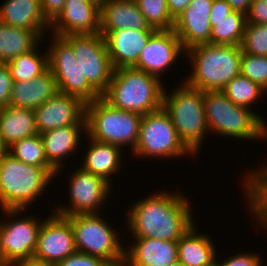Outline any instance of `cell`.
<instances>
[{"label": "cell", "instance_id": "6da1fadb", "mask_svg": "<svg viewBox=\"0 0 267 266\" xmlns=\"http://www.w3.org/2000/svg\"><path fill=\"white\" fill-rule=\"evenodd\" d=\"M183 196L159 193L134 204L129 226L135 238L178 241L194 224Z\"/></svg>", "mask_w": 267, "mask_h": 266}, {"label": "cell", "instance_id": "7a4b0ae2", "mask_svg": "<svg viewBox=\"0 0 267 266\" xmlns=\"http://www.w3.org/2000/svg\"><path fill=\"white\" fill-rule=\"evenodd\" d=\"M164 89L159 77L133 67L113 70L102 97L113 107L145 115L162 108Z\"/></svg>", "mask_w": 267, "mask_h": 266}, {"label": "cell", "instance_id": "3957f363", "mask_svg": "<svg viewBox=\"0 0 267 266\" xmlns=\"http://www.w3.org/2000/svg\"><path fill=\"white\" fill-rule=\"evenodd\" d=\"M52 176L42 167L27 165L7 150L0 154V204L14 215L31 204L45 189ZM31 202V203H30Z\"/></svg>", "mask_w": 267, "mask_h": 266}, {"label": "cell", "instance_id": "277c9868", "mask_svg": "<svg viewBox=\"0 0 267 266\" xmlns=\"http://www.w3.org/2000/svg\"><path fill=\"white\" fill-rule=\"evenodd\" d=\"M194 71L186 84L205 91H221L240 74L242 48L235 45L201 44L188 49Z\"/></svg>", "mask_w": 267, "mask_h": 266}, {"label": "cell", "instance_id": "5b68a950", "mask_svg": "<svg viewBox=\"0 0 267 266\" xmlns=\"http://www.w3.org/2000/svg\"><path fill=\"white\" fill-rule=\"evenodd\" d=\"M141 118L138 113L113 107L102 96L85 105L86 131L90 138L119 147L131 144L134 150Z\"/></svg>", "mask_w": 267, "mask_h": 266}, {"label": "cell", "instance_id": "8992f818", "mask_svg": "<svg viewBox=\"0 0 267 266\" xmlns=\"http://www.w3.org/2000/svg\"><path fill=\"white\" fill-rule=\"evenodd\" d=\"M208 129L242 139L266 137L264 120L249 108L234 104L221 91L203 92Z\"/></svg>", "mask_w": 267, "mask_h": 266}, {"label": "cell", "instance_id": "52a82bcc", "mask_svg": "<svg viewBox=\"0 0 267 266\" xmlns=\"http://www.w3.org/2000/svg\"><path fill=\"white\" fill-rule=\"evenodd\" d=\"M166 94L164 90L163 109L169 114L180 140L193 154H197L204 132L209 131L203 92L184 83L169 97Z\"/></svg>", "mask_w": 267, "mask_h": 266}, {"label": "cell", "instance_id": "ba28073f", "mask_svg": "<svg viewBox=\"0 0 267 266\" xmlns=\"http://www.w3.org/2000/svg\"><path fill=\"white\" fill-rule=\"evenodd\" d=\"M74 234L77 252L100 257L111 266H124L125 250L114 230L100 219L98 213L66 216Z\"/></svg>", "mask_w": 267, "mask_h": 266}, {"label": "cell", "instance_id": "9c48e42d", "mask_svg": "<svg viewBox=\"0 0 267 266\" xmlns=\"http://www.w3.org/2000/svg\"><path fill=\"white\" fill-rule=\"evenodd\" d=\"M71 47L82 74L102 96L108 89L113 67L104 37L100 33L69 34L62 37Z\"/></svg>", "mask_w": 267, "mask_h": 266}, {"label": "cell", "instance_id": "30bf717a", "mask_svg": "<svg viewBox=\"0 0 267 266\" xmlns=\"http://www.w3.org/2000/svg\"><path fill=\"white\" fill-rule=\"evenodd\" d=\"M144 156H181L192 152L180 140L169 114L162 108L142 115L137 144L133 150Z\"/></svg>", "mask_w": 267, "mask_h": 266}, {"label": "cell", "instance_id": "8fae6325", "mask_svg": "<svg viewBox=\"0 0 267 266\" xmlns=\"http://www.w3.org/2000/svg\"><path fill=\"white\" fill-rule=\"evenodd\" d=\"M53 38L56 40L47 52L48 69L56 80L58 92L78 97L85 104L101 97L82 74L72 47L60 36Z\"/></svg>", "mask_w": 267, "mask_h": 266}, {"label": "cell", "instance_id": "7c38bea8", "mask_svg": "<svg viewBox=\"0 0 267 266\" xmlns=\"http://www.w3.org/2000/svg\"><path fill=\"white\" fill-rule=\"evenodd\" d=\"M75 252L73 230L66 217L54 214L42 222L33 258L56 266Z\"/></svg>", "mask_w": 267, "mask_h": 266}, {"label": "cell", "instance_id": "4fadbf2b", "mask_svg": "<svg viewBox=\"0 0 267 266\" xmlns=\"http://www.w3.org/2000/svg\"><path fill=\"white\" fill-rule=\"evenodd\" d=\"M85 105L78 97L56 93L34 110L38 134L63 126H86Z\"/></svg>", "mask_w": 267, "mask_h": 266}, {"label": "cell", "instance_id": "5bb4252c", "mask_svg": "<svg viewBox=\"0 0 267 266\" xmlns=\"http://www.w3.org/2000/svg\"><path fill=\"white\" fill-rule=\"evenodd\" d=\"M41 224L32 217L0 223V266L33 258Z\"/></svg>", "mask_w": 267, "mask_h": 266}, {"label": "cell", "instance_id": "9a60e30c", "mask_svg": "<svg viewBox=\"0 0 267 266\" xmlns=\"http://www.w3.org/2000/svg\"><path fill=\"white\" fill-rule=\"evenodd\" d=\"M70 180V198L72 202L71 208L57 207L56 214L66 217L76 214L98 213L100 204L108 195L110 182H107L103 177L95 175L91 172L78 169ZM95 211V212H94Z\"/></svg>", "mask_w": 267, "mask_h": 266}, {"label": "cell", "instance_id": "2e32d148", "mask_svg": "<svg viewBox=\"0 0 267 266\" xmlns=\"http://www.w3.org/2000/svg\"><path fill=\"white\" fill-rule=\"evenodd\" d=\"M213 0H191L175 19L174 31L186 51L201 44H211L210 13Z\"/></svg>", "mask_w": 267, "mask_h": 266}, {"label": "cell", "instance_id": "e0dca14e", "mask_svg": "<svg viewBox=\"0 0 267 266\" xmlns=\"http://www.w3.org/2000/svg\"><path fill=\"white\" fill-rule=\"evenodd\" d=\"M183 50L181 41L173 29L156 30L133 68L159 77V73L164 72Z\"/></svg>", "mask_w": 267, "mask_h": 266}, {"label": "cell", "instance_id": "ac0fdd59", "mask_svg": "<svg viewBox=\"0 0 267 266\" xmlns=\"http://www.w3.org/2000/svg\"><path fill=\"white\" fill-rule=\"evenodd\" d=\"M156 30L100 31L104 37L113 69L133 67Z\"/></svg>", "mask_w": 267, "mask_h": 266}, {"label": "cell", "instance_id": "d6986e66", "mask_svg": "<svg viewBox=\"0 0 267 266\" xmlns=\"http://www.w3.org/2000/svg\"><path fill=\"white\" fill-rule=\"evenodd\" d=\"M50 25L60 37L100 33V8L87 0H66L63 11Z\"/></svg>", "mask_w": 267, "mask_h": 266}, {"label": "cell", "instance_id": "ffe728a7", "mask_svg": "<svg viewBox=\"0 0 267 266\" xmlns=\"http://www.w3.org/2000/svg\"><path fill=\"white\" fill-rule=\"evenodd\" d=\"M135 242L125 251L124 266H169L178 262V241L136 238Z\"/></svg>", "mask_w": 267, "mask_h": 266}, {"label": "cell", "instance_id": "44dd1931", "mask_svg": "<svg viewBox=\"0 0 267 266\" xmlns=\"http://www.w3.org/2000/svg\"><path fill=\"white\" fill-rule=\"evenodd\" d=\"M155 30L146 22L135 0H108L100 8V31Z\"/></svg>", "mask_w": 267, "mask_h": 266}, {"label": "cell", "instance_id": "7402d4cb", "mask_svg": "<svg viewBox=\"0 0 267 266\" xmlns=\"http://www.w3.org/2000/svg\"><path fill=\"white\" fill-rule=\"evenodd\" d=\"M58 93L56 80L47 69L30 81L13 82L9 105L35 110Z\"/></svg>", "mask_w": 267, "mask_h": 266}, {"label": "cell", "instance_id": "603a6c76", "mask_svg": "<svg viewBox=\"0 0 267 266\" xmlns=\"http://www.w3.org/2000/svg\"><path fill=\"white\" fill-rule=\"evenodd\" d=\"M36 134L38 131L33 109L11 105L0 108V139L5 149Z\"/></svg>", "mask_w": 267, "mask_h": 266}, {"label": "cell", "instance_id": "cb8c5ba5", "mask_svg": "<svg viewBox=\"0 0 267 266\" xmlns=\"http://www.w3.org/2000/svg\"><path fill=\"white\" fill-rule=\"evenodd\" d=\"M0 21L32 31H44V26L50 25L42 13L40 0H7L0 8Z\"/></svg>", "mask_w": 267, "mask_h": 266}, {"label": "cell", "instance_id": "d4e9b609", "mask_svg": "<svg viewBox=\"0 0 267 266\" xmlns=\"http://www.w3.org/2000/svg\"><path fill=\"white\" fill-rule=\"evenodd\" d=\"M82 127L86 129V126H63L40 134L47 161L58 172L60 159L76 150Z\"/></svg>", "mask_w": 267, "mask_h": 266}, {"label": "cell", "instance_id": "484cf974", "mask_svg": "<svg viewBox=\"0 0 267 266\" xmlns=\"http://www.w3.org/2000/svg\"><path fill=\"white\" fill-rule=\"evenodd\" d=\"M43 31L12 27L0 21V63L6 64L15 57L36 48L37 38Z\"/></svg>", "mask_w": 267, "mask_h": 266}, {"label": "cell", "instance_id": "4316f807", "mask_svg": "<svg viewBox=\"0 0 267 266\" xmlns=\"http://www.w3.org/2000/svg\"><path fill=\"white\" fill-rule=\"evenodd\" d=\"M194 225L178 240V261L184 266H208L215 261V248L205 235H195Z\"/></svg>", "mask_w": 267, "mask_h": 266}, {"label": "cell", "instance_id": "83f0119b", "mask_svg": "<svg viewBox=\"0 0 267 266\" xmlns=\"http://www.w3.org/2000/svg\"><path fill=\"white\" fill-rule=\"evenodd\" d=\"M92 145L89 147L86 155L83 170L103 177L109 182L112 173H116L120 168L119 146L102 143L91 139Z\"/></svg>", "mask_w": 267, "mask_h": 266}, {"label": "cell", "instance_id": "f1b7e54d", "mask_svg": "<svg viewBox=\"0 0 267 266\" xmlns=\"http://www.w3.org/2000/svg\"><path fill=\"white\" fill-rule=\"evenodd\" d=\"M246 23V14L237 10L221 20L210 21L211 44L241 46Z\"/></svg>", "mask_w": 267, "mask_h": 266}, {"label": "cell", "instance_id": "f546056e", "mask_svg": "<svg viewBox=\"0 0 267 266\" xmlns=\"http://www.w3.org/2000/svg\"><path fill=\"white\" fill-rule=\"evenodd\" d=\"M6 150L24 164L42 167L52 177L57 174V170L47 161L40 134L23 138L13 143Z\"/></svg>", "mask_w": 267, "mask_h": 266}, {"label": "cell", "instance_id": "4dcf8cb0", "mask_svg": "<svg viewBox=\"0 0 267 266\" xmlns=\"http://www.w3.org/2000/svg\"><path fill=\"white\" fill-rule=\"evenodd\" d=\"M13 82L30 81L48 69V54L44 57L38 55L34 49L21 54L6 63Z\"/></svg>", "mask_w": 267, "mask_h": 266}, {"label": "cell", "instance_id": "1f68e13d", "mask_svg": "<svg viewBox=\"0 0 267 266\" xmlns=\"http://www.w3.org/2000/svg\"><path fill=\"white\" fill-rule=\"evenodd\" d=\"M248 177L246 189L251 203V211L267 228V166H265V170L263 168L262 171H257L254 175Z\"/></svg>", "mask_w": 267, "mask_h": 266}, {"label": "cell", "instance_id": "d6a6232c", "mask_svg": "<svg viewBox=\"0 0 267 266\" xmlns=\"http://www.w3.org/2000/svg\"><path fill=\"white\" fill-rule=\"evenodd\" d=\"M258 84L246 76L238 74L228 82L221 92L234 104L248 108L264 92Z\"/></svg>", "mask_w": 267, "mask_h": 266}, {"label": "cell", "instance_id": "836d02e7", "mask_svg": "<svg viewBox=\"0 0 267 266\" xmlns=\"http://www.w3.org/2000/svg\"><path fill=\"white\" fill-rule=\"evenodd\" d=\"M148 25L155 30L174 29L175 20L169 14L167 0H135Z\"/></svg>", "mask_w": 267, "mask_h": 266}, {"label": "cell", "instance_id": "e575fe53", "mask_svg": "<svg viewBox=\"0 0 267 266\" xmlns=\"http://www.w3.org/2000/svg\"><path fill=\"white\" fill-rule=\"evenodd\" d=\"M242 51L254 56H267V24L246 23Z\"/></svg>", "mask_w": 267, "mask_h": 266}, {"label": "cell", "instance_id": "d590c367", "mask_svg": "<svg viewBox=\"0 0 267 266\" xmlns=\"http://www.w3.org/2000/svg\"><path fill=\"white\" fill-rule=\"evenodd\" d=\"M240 74L267 89V56H254L242 51Z\"/></svg>", "mask_w": 267, "mask_h": 266}, {"label": "cell", "instance_id": "8d00e7d4", "mask_svg": "<svg viewBox=\"0 0 267 266\" xmlns=\"http://www.w3.org/2000/svg\"><path fill=\"white\" fill-rule=\"evenodd\" d=\"M56 266H111L108 262L100 257L91 256L88 254L75 252L69 255Z\"/></svg>", "mask_w": 267, "mask_h": 266}, {"label": "cell", "instance_id": "74e56055", "mask_svg": "<svg viewBox=\"0 0 267 266\" xmlns=\"http://www.w3.org/2000/svg\"><path fill=\"white\" fill-rule=\"evenodd\" d=\"M13 79L7 64L0 63V108L9 106Z\"/></svg>", "mask_w": 267, "mask_h": 266}, {"label": "cell", "instance_id": "f35d334b", "mask_svg": "<svg viewBox=\"0 0 267 266\" xmlns=\"http://www.w3.org/2000/svg\"><path fill=\"white\" fill-rule=\"evenodd\" d=\"M248 11L247 23L267 24V0H252Z\"/></svg>", "mask_w": 267, "mask_h": 266}, {"label": "cell", "instance_id": "ab89813d", "mask_svg": "<svg viewBox=\"0 0 267 266\" xmlns=\"http://www.w3.org/2000/svg\"><path fill=\"white\" fill-rule=\"evenodd\" d=\"M41 10L46 20L51 24L63 11L66 0H40Z\"/></svg>", "mask_w": 267, "mask_h": 266}, {"label": "cell", "instance_id": "60d3db41", "mask_svg": "<svg viewBox=\"0 0 267 266\" xmlns=\"http://www.w3.org/2000/svg\"><path fill=\"white\" fill-rule=\"evenodd\" d=\"M221 266H261V261L257 255L251 254H239L234 255L233 258L226 260Z\"/></svg>", "mask_w": 267, "mask_h": 266}, {"label": "cell", "instance_id": "b9f144b4", "mask_svg": "<svg viewBox=\"0 0 267 266\" xmlns=\"http://www.w3.org/2000/svg\"><path fill=\"white\" fill-rule=\"evenodd\" d=\"M232 11L233 9L226 0H213L209 19L210 21L221 20L227 17Z\"/></svg>", "mask_w": 267, "mask_h": 266}, {"label": "cell", "instance_id": "7bdbcfd3", "mask_svg": "<svg viewBox=\"0 0 267 266\" xmlns=\"http://www.w3.org/2000/svg\"><path fill=\"white\" fill-rule=\"evenodd\" d=\"M191 0H167L169 14L175 20L188 7Z\"/></svg>", "mask_w": 267, "mask_h": 266}, {"label": "cell", "instance_id": "ee69618b", "mask_svg": "<svg viewBox=\"0 0 267 266\" xmlns=\"http://www.w3.org/2000/svg\"><path fill=\"white\" fill-rule=\"evenodd\" d=\"M3 266H53L52 264L45 263L41 260L30 258L24 260H16L6 263Z\"/></svg>", "mask_w": 267, "mask_h": 266}, {"label": "cell", "instance_id": "f6af8a7d", "mask_svg": "<svg viewBox=\"0 0 267 266\" xmlns=\"http://www.w3.org/2000/svg\"><path fill=\"white\" fill-rule=\"evenodd\" d=\"M233 10L241 11L246 14L250 9L252 0H226Z\"/></svg>", "mask_w": 267, "mask_h": 266}, {"label": "cell", "instance_id": "bcb514c9", "mask_svg": "<svg viewBox=\"0 0 267 266\" xmlns=\"http://www.w3.org/2000/svg\"><path fill=\"white\" fill-rule=\"evenodd\" d=\"M98 8H101L108 0H87Z\"/></svg>", "mask_w": 267, "mask_h": 266}, {"label": "cell", "instance_id": "7dc6e473", "mask_svg": "<svg viewBox=\"0 0 267 266\" xmlns=\"http://www.w3.org/2000/svg\"><path fill=\"white\" fill-rule=\"evenodd\" d=\"M4 151H6V149L4 148V146H3L2 142H1V139H0V154L2 152H4Z\"/></svg>", "mask_w": 267, "mask_h": 266}, {"label": "cell", "instance_id": "c3c4849f", "mask_svg": "<svg viewBox=\"0 0 267 266\" xmlns=\"http://www.w3.org/2000/svg\"><path fill=\"white\" fill-rule=\"evenodd\" d=\"M169 266H184L183 264H181L179 261L174 263V264H171Z\"/></svg>", "mask_w": 267, "mask_h": 266}, {"label": "cell", "instance_id": "681fc988", "mask_svg": "<svg viewBox=\"0 0 267 266\" xmlns=\"http://www.w3.org/2000/svg\"><path fill=\"white\" fill-rule=\"evenodd\" d=\"M208 266H221V265L218 262H216V260H215L212 264H210Z\"/></svg>", "mask_w": 267, "mask_h": 266}]
</instances>
